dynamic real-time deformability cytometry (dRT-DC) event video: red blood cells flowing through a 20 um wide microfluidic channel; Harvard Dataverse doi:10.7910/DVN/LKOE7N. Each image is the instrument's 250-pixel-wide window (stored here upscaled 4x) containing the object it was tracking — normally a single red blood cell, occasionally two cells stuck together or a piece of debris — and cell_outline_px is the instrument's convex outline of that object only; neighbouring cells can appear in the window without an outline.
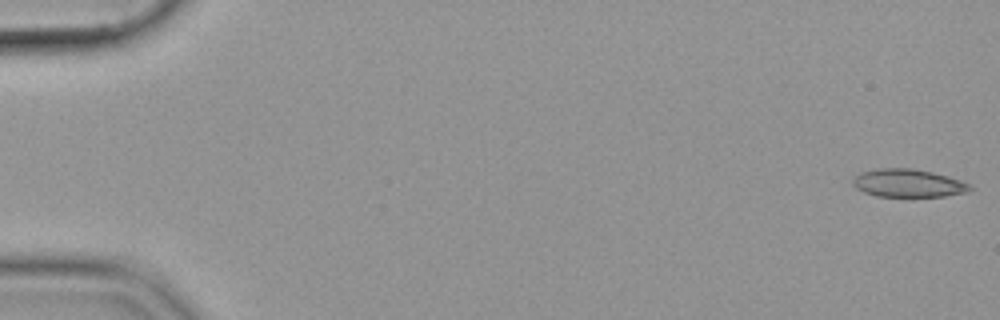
{"species": "common noctule bat (a hibernating species)", "species_latin": "Nyctalus noctula", "temperature_condition": "cold", "stored_images_in_passage": 55, "camera_frame_rate_fps": 3000, "um_per_image_px": 0.085, "animal": {"sex": "female", "body_mass_g": 19.9}, "frame": {"image": 1, "passage_image": 1, "time_ms": 0.0, "image_size_px": [1000, 320], "cell_outline_px": [[972, 188], [968, 192], [944, 196], [876, 196], [864, 192], [856, 188], [852, 184], [852, 180], [860, 172], [876, 168], [912, 168], [932, 172], [948, 176], [960, 180], [968, 184]], "centroid_in_image_um": [77.16, 15.56], "position_along_channel_um": 7.8, "area_um2": 19.07}}
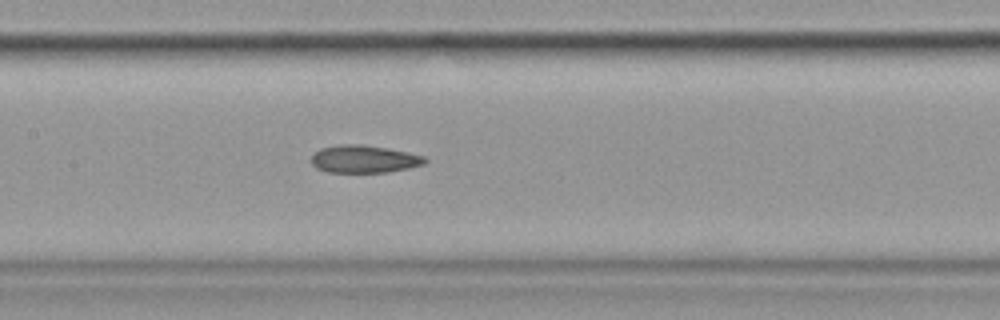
{"frame": {"image": 2, "passage_image": 27, "time_ms": 8.667, "image_size_px": [1000, 320], "cell_outline_px": [[428, 160], [424, 164], [408, 168], [388, 172], [328, 172], [316, 168], [312, 164], [312, 156], [320, 148], [340, 144], [360, 144], [388, 148], [408, 152], [424, 156]], "centroid_in_image_um": [30.95, 13.51], "position_along_channel_um": 176.4, "area_um2": 18.26}}
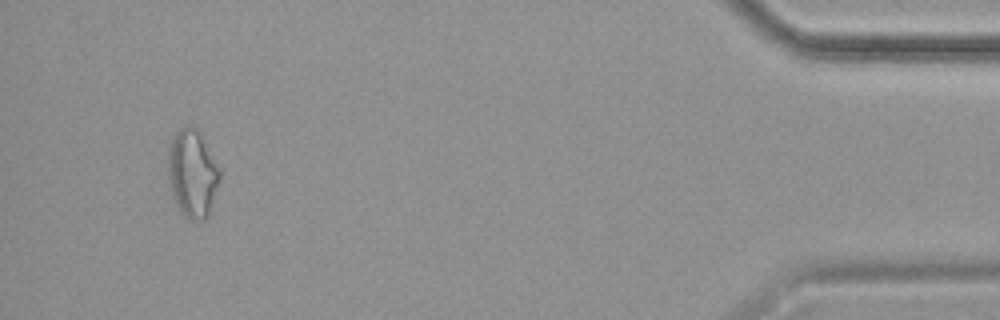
{"frame": {"image": 3, "passage_image": 52, "time_ms": 17.0, "image_size_px": [1000, 320], "cell_outline_px": [[220, 180], [208, 216], [204, 220], [192, 220], [176, 204], [172, 192], [168, 176], [168, 148], [176, 132], [180, 128], [188, 124], [196, 128], [200, 132], [220, 168]], "centroid_in_image_um": [16.37, 14.7], "position_along_channel_um": 418.8, "area_um2": 26.24}}